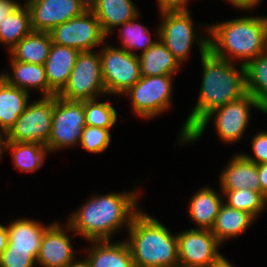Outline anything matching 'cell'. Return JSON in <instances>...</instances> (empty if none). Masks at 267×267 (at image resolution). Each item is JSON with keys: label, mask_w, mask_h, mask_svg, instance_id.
<instances>
[{"label": "cell", "mask_w": 267, "mask_h": 267, "mask_svg": "<svg viewBox=\"0 0 267 267\" xmlns=\"http://www.w3.org/2000/svg\"><path fill=\"white\" fill-rule=\"evenodd\" d=\"M203 66V79L199 100L185 121L181 134L183 141L187 134L211 111L247 94L245 68L236 70L232 60L216 57L208 50V38L199 41Z\"/></svg>", "instance_id": "cell-1"}, {"label": "cell", "mask_w": 267, "mask_h": 267, "mask_svg": "<svg viewBox=\"0 0 267 267\" xmlns=\"http://www.w3.org/2000/svg\"><path fill=\"white\" fill-rule=\"evenodd\" d=\"M136 200L134 192L92 197L72 214L68 229L77 231L76 235L80 234L89 241L109 240L111 234L123 224L130 226L133 217L139 212Z\"/></svg>", "instance_id": "cell-2"}, {"label": "cell", "mask_w": 267, "mask_h": 267, "mask_svg": "<svg viewBox=\"0 0 267 267\" xmlns=\"http://www.w3.org/2000/svg\"><path fill=\"white\" fill-rule=\"evenodd\" d=\"M206 30L212 37L208 39V50L216 57L228 61L235 57L244 59V66L267 51V17L237 18Z\"/></svg>", "instance_id": "cell-3"}, {"label": "cell", "mask_w": 267, "mask_h": 267, "mask_svg": "<svg viewBox=\"0 0 267 267\" xmlns=\"http://www.w3.org/2000/svg\"><path fill=\"white\" fill-rule=\"evenodd\" d=\"M128 232L134 267H179L177 235L158 220L139 211Z\"/></svg>", "instance_id": "cell-4"}, {"label": "cell", "mask_w": 267, "mask_h": 267, "mask_svg": "<svg viewBox=\"0 0 267 267\" xmlns=\"http://www.w3.org/2000/svg\"><path fill=\"white\" fill-rule=\"evenodd\" d=\"M255 107L267 114L256 99L249 93L242 98L229 102L211 111L202 121H200L186 136L182 142H192L197 140L211 119L215 116V126L221 140L235 142L243 135L250 116V108ZM215 114V115H214Z\"/></svg>", "instance_id": "cell-5"}, {"label": "cell", "mask_w": 267, "mask_h": 267, "mask_svg": "<svg viewBox=\"0 0 267 267\" xmlns=\"http://www.w3.org/2000/svg\"><path fill=\"white\" fill-rule=\"evenodd\" d=\"M56 105L57 95L43 97L32 104H27L25 111L5 134V141L47 145Z\"/></svg>", "instance_id": "cell-6"}, {"label": "cell", "mask_w": 267, "mask_h": 267, "mask_svg": "<svg viewBox=\"0 0 267 267\" xmlns=\"http://www.w3.org/2000/svg\"><path fill=\"white\" fill-rule=\"evenodd\" d=\"M101 93H106V89L99 54L80 52L67 84L57 95L68 101H85L96 99Z\"/></svg>", "instance_id": "cell-7"}, {"label": "cell", "mask_w": 267, "mask_h": 267, "mask_svg": "<svg viewBox=\"0 0 267 267\" xmlns=\"http://www.w3.org/2000/svg\"><path fill=\"white\" fill-rule=\"evenodd\" d=\"M102 78L107 94H124L141 78L138 54L106 46L100 53Z\"/></svg>", "instance_id": "cell-8"}, {"label": "cell", "mask_w": 267, "mask_h": 267, "mask_svg": "<svg viewBox=\"0 0 267 267\" xmlns=\"http://www.w3.org/2000/svg\"><path fill=\"white\" fill-rule=\"evenodd\" d=\"M173 75L141 76L125 94L133 110L143 118L154 117L170 107Z\"/></svg>", "instance_id": "cell-9"}, {"label": "cell", "mask_w": 267, "mask_h": 267, "mask_svg": "<svg viewBox=\"0 0 267 267\" xmlns=\"http://www.w3.org/2000/svg\"><path fill=\"white\" fill-rule=\"evenodd\" d=\"M85 123L84 101H68L57 95V105L52 118L48 151L71 147L80 142Z\"/></svg>", "instance_id": "cell-10"}, {"label": "cell", "mask_w": 267, "mask_h": 267, "mask_svg": "<svg viewBox=\"0 0 267 267\" xmlns=\"http://www.w3.org/2000/svg\"><path fill=\"white\" fill-rule=\"evenodd\" d=\"M52 43L72 47L80 52L91 51L101 44L107 36L102 32L100 23L92 11L70 19L51 30Z\"/></svg>", "instance_id": "cell-11"}, {"label": "cell", "mask_w": 267, "mask_h": 267, "mask_svg": "<svg viewBox=\"0 0 267 267\" xmlns=\"http://www.w3.org/2000/svg\"><path fill=\"white\" fill-rule=\"evenodd\" d=\"M179 267H210L220 256V243L209 229H189L177 235Z\"/></svg>", "instance_id": "cell-12"}, {"label": "cell", "mask_w": 267, "mask_h": 267, "mask_svg": "<svg viewBox=\"0 0 267 267\" xmlns=\"http://www.w3.org/2000/svg\"><path fill=\"white\" fill-rule=\"evenodd\" d=\"M163 22L158 30L159 40L181 64L189 56L194 42L193 21L188 10H162Z\"/></svg>", "instance_id": "cell-13"}, {"label": "cell", "mask_w": 267, "mask_h": 267, "mask_svg": "<svg viewBox=\"0 0 267 267\" xmlns=\"http://www.w3.org/2000/svg\"><path fill=\"white\" fill-rule=\"evenodd\" d=\"M31 28L36 32H50L56 26L86 12L79 0H31L26 2Z\"/></svg>", "instance_id": "cell-14"}, {"label": "cell", "mask_w": 267, "mask_h": 267, "mask_svg": "<svg viewBox=\"0 0 267 267\" xmlns=\"http://www.w3.org/2000/svg\"><path fill=\"white\" fill-rule=\"evenodd\" d=\"M63 228L52 223L45 230L36 262L43 267H68L74 259L72 245Z\"/></svg>", "instance_id": "cell-15"}, {"label": "cell", "mask_w": 267, "mask_h": 267, "mask_svg": "<svg viewBox=\"0 0 267 267\" xmlns=\"http://www.w3.org/2000/svg\"><path fill=\"white\" fill-rule=\"evenodd\" d=\"M79 50L52 43L44 67L48 81V97L57 95L67 84Z\"/></svg>", "instance_id": "cell-16"}, {"label": "cell", "mask_w": 267, "mask_h": 267, "mask_svg": "<svg viewBox=\"0 0 267 267\" xmlns=\"http://www.w3.org/2000/svg\"><path fill=\"white\" fill-rule=\"evenodd\" d=\"M257 164L248 160L244 154L233 157L221 174L222 190L251 189L261 192Z\"/></svg>", "instance_id": "cell-17"}, {"label": "cell", "mask_w": 267, "mask_h": 267, "mask_svg": "<svg viewBox=\"0 0 267 267\" xmlns=\"http://www.w3.org/2000/svg\"><path fill=\"white\" fill-rule=\"evenodd\" d=\"M8 227L7 248L20 251H31L37 259L42 237L48 227L30 219H19Z\"/></svg>", "instance_id": "cell-18"}, {"label": "cell", "mask_w": 267, "mask_h": 267, "mask_svg": "<svg viewBox=\"0 0 267 267\" xmlns=\"http://www.w3.org/2000/svg\"><path fill=\"white\" fill-rule=\"evenodd\" d=\"M92 12L97 17L101 30L106 36L112 28L137 19L139 15L132 0H99Z\"/></svg>", "instance_id": "cell-19"}, {"label": "cell", "mask_w": 267, "mask_h": 267, "mask_svg": "<svg viewBox=\"0 0 267 267\" xmlns=\"http://www.w3.org/2000/svg\"><path fill=\"white\" fill-rule=\"evenodd\" d=\"M86 262L90 267H134L130 248L126 241L111 243L109 240L92 241Z\"/></svg>", "instance_id": "cell-20"}, {"label": "cell", "mask_w": 267, "mask_h": 267, "mask_svg": "<svg viewBox=\"0 0 267 267\" xmlns=\"http://www.w3.org/2000/svg\"><path fill=\"white\" fill-rule=\"evenodd\" d=\"M29 92L13 87L0 76V128L6 134L28 104Z\"/></svg>", "instance_id": "cell-21"}, {"label": "cell", "mask_w": 267, "mask_h": 267, "mask_svg": "<svg viewBox=\"0 0 267 267\" xmlns=\"http://www.w3.org/2000/svg\"><path fill=\"white\" fill-rule=\"evenodd\" d=\"M52 37L49 32L32 31L11 50V60L44 65L49 55Z\"/></svg>", "instance_id": "cell-22"}, {"label": "cell", "mask_w": 267, "mask_h": 267, "mask_svg": "<svg viewBox=\"0 0 267 267\" xmlns=\"http://www.w3.org/2000/svg\"><path fill=\"white\" fill-rule=\"evenodd\" d=\"M138 57L141 76L173 75L182 65L159 40Z\"/></svg>", "instance_id": "cell-23"}, {"label": "cell", "mask_w": 267, "mask_h": 267, "mask_svg": "<svg viewBox=\"0 0 267 267\" xmlns=\"http://www.w3.org/2000/svg\"><path fill=\"white\" fill-rule=\"evenodd\" d=\"M254 219L248 212L234 209L223 202L211 232L215 235L218 242L222 244L227 238H232L245 231Z\"/></svg>", "instance_id": "cell-24"}, {"label": "cell", "mask_w": 267, "mask_h": 267, "mask_svg": "<svg viewBox=\"0 0 267 267\" xmlns=\"http://www.w3.org/2000/svg\"><path fill=\"white\" fill-rule=\"evenodd\" d=\"M11 63L14 76L3 73L0 75L1 78L13 87L27 92L31 87L39 88L43 96L48 97V81L44 65L23 63L17 60H11Z\"/></svg>", "instance_id": "cell-25"}, {"label": "cell", "mask_w": 267, "mask_h": 267, "mask_svg": "<svg viewBox=\"0 0 267 267\" xmlns=\"http://www.w3.org/2000/svg\"><path fill=\"white\" fill-rule=\"evenodd\" d=\"M219 197L213 189L205 187L191 199L189 213L199 229L211 230L213 227L219 208L223 203Z\"/></svg>", "instance_id": "cell-26"}, {"label": "cell", "mask_w": 267, "mask_h": 267, "mask_svg": "<svg viewBox=\"0 0 267 267\" xmlns=\"http://www.w3.org/2000/svg\"><path fill=\"white\" fill-rule=\"evenodd\" d=\"M30 12L25 5H19L0 23V42L11 50L21 39L32 32Z\"/></svg>", "instance_id": "cell-27"}, {"label": "cell", "mask_w": 267, "mask_h": 267, "mask_svg": "<svg viewBox=\"0 0 267 267\" xmlns=\"http://www.w3.org/2000/svg\"><path fill=\"white\" fill-rule=\"evenodd\" d=\"M244 68L247 93L267 112V51L251 59Z\"/></svg>", "instance_id": "cell-28"}, {"label": "cell", "mask_w": 267, "mask_h": 267, "mask_svg": "<svg viewBox=\"0 0 267 267\" xmlns=\"http://www.w3.org/2000/svg\"><path fill=\"white\" fill-rule=\"evenodd\" d=\"M4 149L13 152L15 166L26 172H33L39 169L48 151L46 145L13 141H5Z\"/></svg>", "instance_id": "cell-29"}, {"label": "cell", "mask_w": 267, "mask_h": 267, "mask_svg": "<svg viewBox=\"0 0 267 267\" xmlns=\"http://www.w3.org/2000/svg\"><path fill=\"white\" fill-rule=\"evenodd\" d=\"M228 201L226 205L248 212L254 218L258 216L264 207L266 206L267 198L259 191L247 189L239 190H222Z\"/></svg>", "instance_id": "cell-30"}, {"label": "cell", "mask_w": 267, "mask_h": 267, "mask_svg": "<svg viewBox=\"0 0 267 267\" xmlns=\"http://www.w3.org/2000/svg\"><path fill=\"white\" fill-rule=\"evenodd\" d=\"M85 123L87 126L110 129L117 121V112L108 102L96 99L84 101Z\"/></svg>", "instance_id": "cell-31"}, {"label": "cell", "mask_w": 267, "mask_h": 267, "mask_svg": "<svg viewBox=\"0 0 267 267\" xmlns=\"http://www.w3.org/2000/svg\"><path fill=\"white\" fill-rule=\"evenodd\" d=\"M136 19H132L128 22H125L121 29V37L123 43V49L135 54L132 52V49L143 48L142 53L146 52L156 41L151 40L149 35V30L142 26L139 23H135Z\"/></svg>", "instance_id": "cell-32"}, {"label": "cell", "mask_w": 267, "mask_h": 267, "mask_svg": "<svg viewBox=\"0 0 267 267\" xmlns=\"http://www.w3.org/2000/svg\"><path fill=\"white\" fill-rule=\"evenodd\" d=\"M110 129L95 126H85L82 131L80 144L82 148L91 153L104 151L110 143Z\"/></svg>", "instance_id": "cell-33"}, {"label": "cell", "mask_w": 267, "mask_h": 267, "mask_svg": "<svg viewBox=\"0 0 267 267\" xmlns=\"http://www.w3.org/2000/svg\"><path fill=\"white\" fill-rule=\"evenodd\" d=\"M36 258L31 251L6 248L0 257V267H34Z\"/></svg>", "instance_id": "cell-34"}, {"label": "cell", "mask_w": 267, "mask_h": 267, "mask_svg": "<svg viewBox=\"0 0 267 267\" xmlns=\"http://www.w3.org/2000/svg\"><path fill=\"white\" fill-rule=\"evenodd\" d=\"M252 148L255 158L249 155H244L248 160L255 164L267 162V132H261L255 135L252 139Z\"/></svg>", "instance_id": "cell-35"}, {"label": "cell", "mask_w": 267, "mask_h": 267, "mask_svg": "<svg viewBox=\"0 0 267 267\" xmlns=\"http://www.w3.org/2000/svg\"><path fill=\"white\" fill-rule=\"evenodd\" d=\"M160 11L162 10H187L188 0H158Z\"/></svg>", "instance_id": "cell-36"}, {"label": "cell", "mask_w": 267, "mask_h": 267, "mask_svg": "<svg viewBox=\"0 0 267 267\" xmlns=\"http://www.w3.org/2000/svg\"><path fill=\"white\" fill-rule=\"evenodd\" d=\"M261 193L267 198V162L257 165Z\"/></svg>", "instance_id": "cell-37"}, {"label": "cell", "mask_w": 267, "mask_h": 267, "mask_svg": "<svg viewBox=\"0 0 267 267\" xmlns=\"http://www.w3.org/2000/svg\"><path fill=\"white\" fill-rule=\"evenodd\" d=\"M20 4L12 0H2L0 1V23L4 18L13 12Z\"/></svg>", "instance_id": "cell-38"}, {"label": "cell", "mask_w": 267, "mask_h": 267, "mask_svg": "<svg viewBox=\"0 0 267 267\" xmlns=\"http://www.w3.org/2000/svg\"><path fill=\"white\" fill-rule=\"evenodd\" d=\"M237 8L240 9H251L253 6H256L260 0H228Z\"/></svg>", "instance_id": "cell-39"}, {"label": "cell", "mask_w": 267, "mask_h": 267, "mask_svg": "<svg viewBox=\"0 0 267 267\" xmlns=\"http://www.w3.org/2000/svg\"><path fill=\"white\" fill-rule=\"evenodd\" d=\"M8 245V227L0 225V257Z\"/></svg>", "instance_id": "cell-40"}, {"label": "cell", "mask_w": 267, "mask_h": 267, "mask_svg": "<svg viewBox=\"0 0 267 267\" xmlns=\"http://www.w3.org/2000/svg\"><path fill=\"white\" fill-rule=\"evenodd\" d=\"M210 267H233L222 255Z\"/></svg>", "instance_id": "cell-41"}, {"label": "cell", "mask_w": 267, "mask_h": 267, "mask_svg": "<svg viewBox=\"0 0 267 267\" xmlns=\"http://www.w3.org/2000/svg\"><path fill=\"white\" fill-rule=\"evenodd\" d=\"M86 11H92L99 0H79Z\"/></svg>", "instance_id": "cell-42"}, {"label": "cell", "mask_w": 267, "mask_h": 267, "mask_svg": "<svg viewBox=\"0 0 267 267\" xmlns=\"http://www.w3.org/2000/svg\"><path fill=\"white\" fill-rule=\"evenodd\" d=\"M68 267H90L86 260L72 262Z\"/></svg>", "instance_id": "cell-43"}, {"label": "cell", "mask_w": 267, "mask_h": 267, "mask_svg": "<svg viewBox=\"0 0 267 267\" xmlns=\"http://www.w3.org/2000/svg\"><path fill=\"white\" fill-rule=\"evenodd\" d=\"M0 132H2L3 134H4V136H5V133H4V131H2V129L0 128ZM3 134H0V157H1V154H2V150L4 149V146H5V141L2 139V135Z\"/></svg>", "instance_id": "cell-44"}]
</instances>
